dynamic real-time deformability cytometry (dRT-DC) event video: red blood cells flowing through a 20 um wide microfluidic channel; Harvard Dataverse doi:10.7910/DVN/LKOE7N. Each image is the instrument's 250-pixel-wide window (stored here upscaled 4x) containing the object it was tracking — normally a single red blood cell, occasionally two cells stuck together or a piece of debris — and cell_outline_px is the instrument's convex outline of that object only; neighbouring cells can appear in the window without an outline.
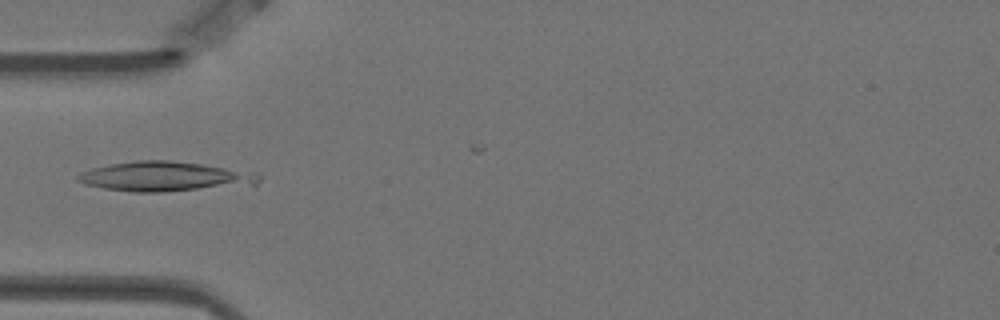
{"species": "Egyptian fruit bat (a non-hibernating species)", "species_latin": "Rousettus aegyptiacus", "temperature_condition": "warm", "stored_images_in_passage": 10, "camera_frame_rate_fps": 3000, "um_per_image_px": 0.085, "animal": {"sex": "female"}, "frame": {"image": 1, "passage_image": 2, "time_ms": 0.333, "image_size_px": [1000, 320], "cell_outline_px": [[260, 180], [256, 184], [164, 192], [132, 192], [104, 188], [84, 184], [76, 180], [76, 176], [80, 172], [92, 168], [108, 164], [136, 160], [168, 160], [200, 164], [260, 172]], "centroid_in_image_um": [13.99, 15.0], "position_along_channel_um": 71.0, "area_um2": 31.44}}